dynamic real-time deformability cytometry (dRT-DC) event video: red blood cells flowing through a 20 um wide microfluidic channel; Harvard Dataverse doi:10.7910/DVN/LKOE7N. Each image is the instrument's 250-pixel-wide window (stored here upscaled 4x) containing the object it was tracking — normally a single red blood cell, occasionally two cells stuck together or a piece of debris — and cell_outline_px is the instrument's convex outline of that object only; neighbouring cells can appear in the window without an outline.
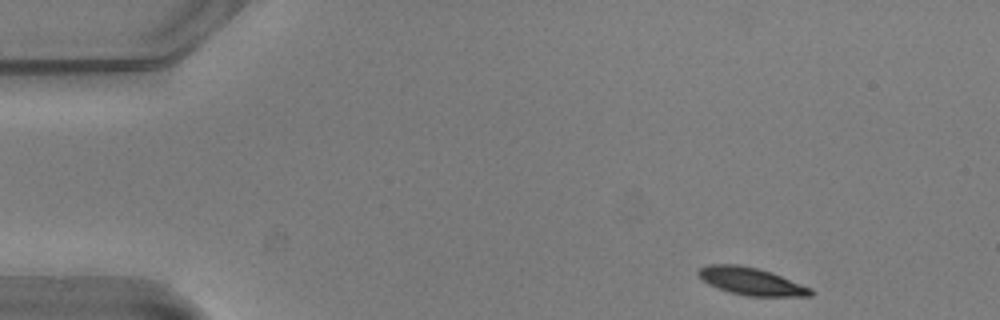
{"species": "common noctule bat (a hibernating species)", "species_latin": "Nyctalus noctula", "temperature_condition": "warm", "stored_images_in_passage": 49, "camera_frame_rate_fps": 3000, "um_per_image_px": 0.085, "animal": {"sex": "male", "body_mass_g": 20.5, "forearm_length_mm": 52.5}, "frame": {"image": 1, "passage_image": 1, "time_ms": 0.0, "image_size_px": [1000, 320], "cell_outline_px": [[816, 292], [812, 296], [748, 296], [728, 292], [708, 284], [696, 272], [700, 268], [708, 264], [740, 264], [772, 272], [812, 288]], "centroid_in_image_um": [63.88, 23.91], "position_along_channel_um": 21.1, "area_um2": 18.09}}
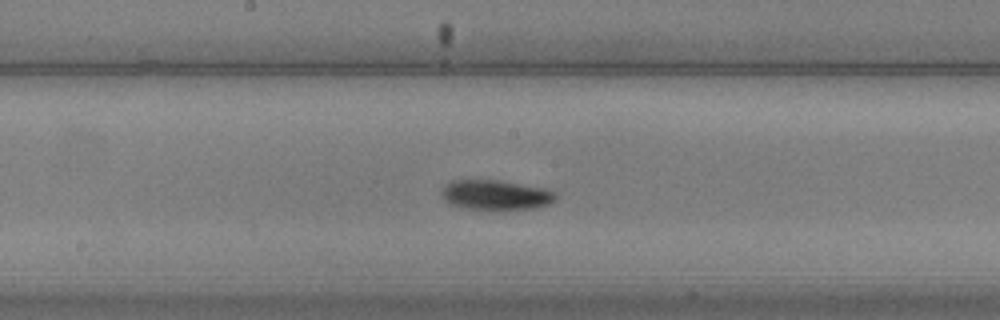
{"frame": {"image": 2, "passage_image": 23, "time_ms": 7.333, "image_size_px": [1000, 320], "cell_outline_px": [[556, 200], [548, 204], [532, 208], [464, 208], [448, 204], [444, 200], [440, 192], [444, 184], [452, 180], [500, 180], [544, 188], [556, 192]], "centroid_in_image_um": [42.08, 16.54], "position_along_channel_um": 206.1, "area_um2": 19.65}}
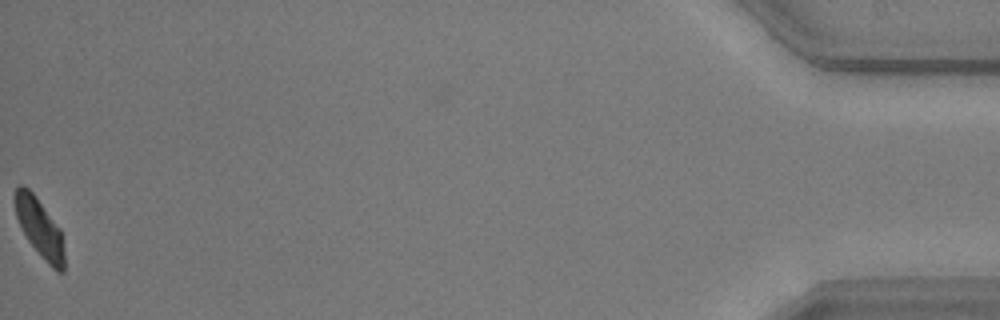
{"frame": {"image": 3, "passage_image": 49, "time_ms": 16.0, "image_size_px": [1000, 320], "cell_outline_px": [[64, 272], [56, 272], [48, 264], [28, 240], [16, 216], [12, 196], [16, 188], [20, 184], [24, 184], [36, 196], [60, 228], [64, 252]], "centroid_in_image_um": [3.35, 19.33], "position_along_channel_um": 431.9, "area_um2": 16.94}, "authors_computed_cell_mechanics": {"area_um2": 18.9584, "velocity_mm_per_s": 3.7324, "shape_relaxation_time_tau1_ms": 2.381, "shape_relaxation_time_tau2_ms": null, "deformation_change_tau1": 0.116, "deformation_change_tau2": null}}